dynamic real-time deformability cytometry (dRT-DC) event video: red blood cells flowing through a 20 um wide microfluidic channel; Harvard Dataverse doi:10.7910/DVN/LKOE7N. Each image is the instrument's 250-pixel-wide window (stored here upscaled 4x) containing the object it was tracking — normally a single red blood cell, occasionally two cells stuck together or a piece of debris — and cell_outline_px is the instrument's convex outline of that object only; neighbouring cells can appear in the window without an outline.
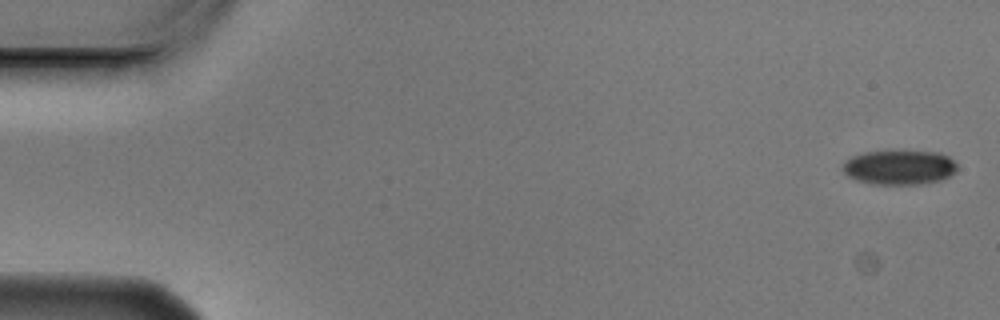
{"species": "Egyptian fruit bat (a non-hibernating species)", "species_latin": "Rousettus aegyptiacus", "temperature_condition": "cold", "stored_images_in_passage": 5, "camera_frame_rate_fps": 3000, "um_per_image_px": 0.085, "animal": {"sex": "male"}, "frame": {"image": 1, "passage_image": 1, "time_ms": 0.0, "image_size_px": [1000, 320], "cell_outline_px": [[956, 172], [940, 180], [924, 184], [872, 184], [856, 180], [848, 176], [844, 172], [844, 164], [852, 156], [868, 152], [940, 152], [948, 156], [956, 164]], "centroid_in_image_um": [76.47, 14.24], "position_along_channel_um": 8.5, "area_um2": 22.6}}
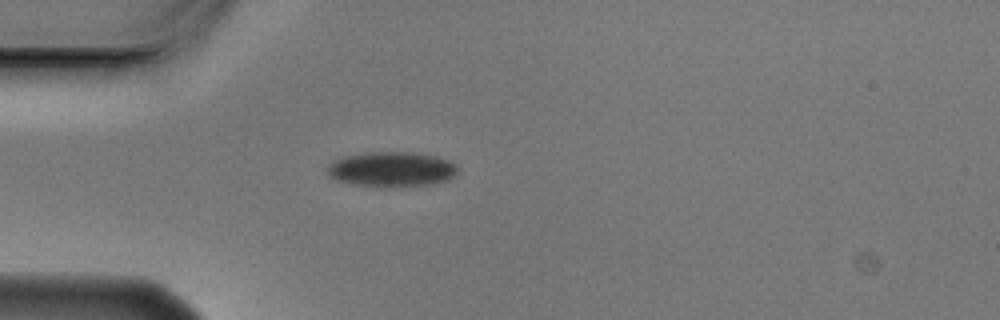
{"frame": {"image": 2, "passage_image": 5, "time_ms": 1.333, "image_size_px": [1000, 320], "cell_outline_px": [[456, 176], [448, 180], [436, 184], [392, 188], [384, 188], [348, 184], [336, 180], [328, 176], [328, 164], [340, 156], [368, 152], [408, 152], [436, 156], [448, 160], [456, 164]], "centroid_in_image_um": [33.26, 14.41], "position_along_channel_um": 51.7, "area_um2": 27.34}}